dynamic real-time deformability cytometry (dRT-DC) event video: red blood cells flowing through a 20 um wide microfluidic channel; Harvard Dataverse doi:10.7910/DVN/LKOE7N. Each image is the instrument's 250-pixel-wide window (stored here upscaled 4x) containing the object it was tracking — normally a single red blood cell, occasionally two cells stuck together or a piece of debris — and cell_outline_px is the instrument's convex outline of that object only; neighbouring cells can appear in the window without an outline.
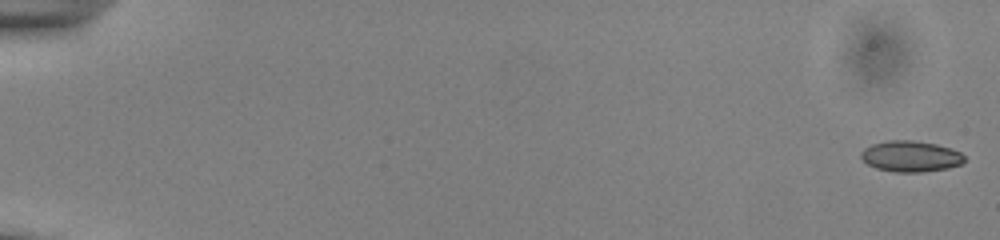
{"species": "common noctule bat (a hibernating species)", "species_latin": "Nyctalus noctula", "temperature_condition": "cold", "stored_images_in_passage": 51, "camera_frame_rate_fps": 3000, "um_per_image_px": 0.085, "animal": {"sex": "male", "body_mass_g": 13.0, "forearm_length_mm": 53.1}, "frame": {"image": 1, "passage_image": 1, "time_ms": 0.0, "image_size_px": [1000, 240], "cell_outline_px": [[964, 160], [960, 164], [948, 168], [924, 172], [896, 172], [876, 168], [868, 164], [860, 156], [860, 152], [864, 148], [872, 144], [888, 140], [912, 140], [936, 144], [952, 148], [960, 152], [964, 156]], "centroid_in_image_um": [77.4, 13.28], "position_along_channel_um": 7.6, "area_um2": 18.67}}
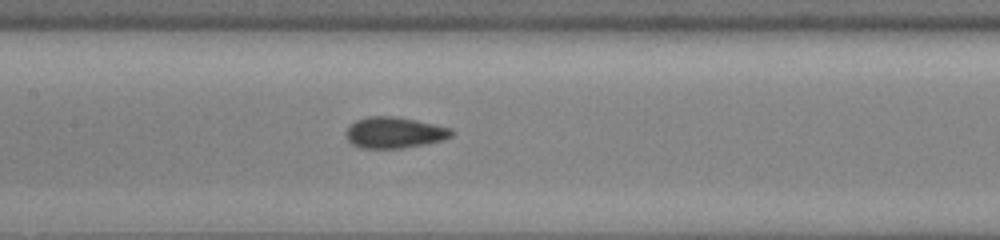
{"frame": {"image": 2, "passage_image": 28, "time_ms": 9.0, "image_size_px": [1000, 240], "cell_outline_px": [[452, 136], [444, 140], [424, 144], [400, 148], [364, 148], [352, 144], [344, 136], [344, 132], [356, 120], [368, 116], [392, 116], [416, 120], [452, 128]], "centroid_in_image_um": [33.51, 11.27], "position_along_channel_um": 173.9, "area_um2": 19.07}}
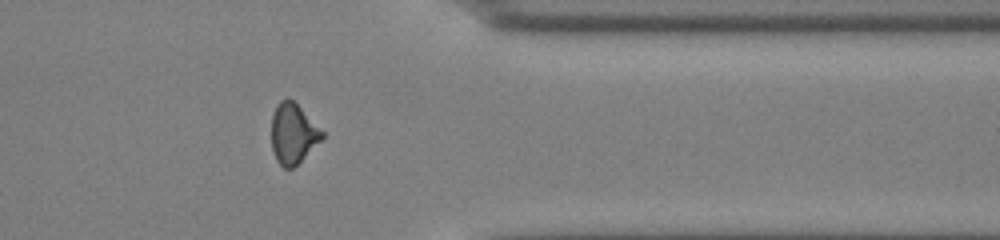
{"frame": {"image": 3, "passage_image": 45, "time_ms": 14.667, "image_size_px": [1000, 240], "cell_outline_px": [[324, 136], [292, 168], [284, 168], [276, 160], [272, 148], [272, 116], [276, 104], [280, 100], [288, 96], [324, 132]], "centroid_in_image_um": [24.87, 11.32], "position_along_channel_um": 386.5, "area_um2": 17.34}}